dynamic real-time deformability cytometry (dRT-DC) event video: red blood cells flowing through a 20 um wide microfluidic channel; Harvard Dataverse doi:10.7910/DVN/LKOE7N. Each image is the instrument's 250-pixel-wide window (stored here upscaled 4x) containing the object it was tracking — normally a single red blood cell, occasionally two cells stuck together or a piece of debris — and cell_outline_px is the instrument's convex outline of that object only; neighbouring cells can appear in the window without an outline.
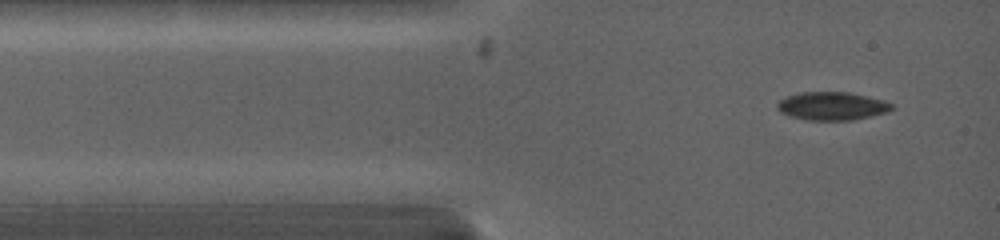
{"species": "common noctule bat (a hibernating species)", "species_latin": "Nyctalus noctula", "temperature_condition": "warm", "stored_images_in_passage": 5, "camera_frame_rate_fps": 5000, "um_per_image_px": 0.085, "animal": {"sex": "female", "body_mass_g": 19.0, "forearm_length_mm": 53.3}, "frame": {"image": 1, "passage_image": 1, "time_ms": 0.0, "image_size_px": [1000, 240], "cell_outline_px": [[896, 108], [888, 112], [852, 120], [804, 120], [788, 116], [780, 112], [776, 108], [776, 104], [780, 100], [788, 96], [800, 92], [848, 92], [884, 100], [892, 104]], "centroid_in_image_um": [70.71, 9.02], "position_along_channel_um": 14.3, "area_um2": 18.96}}
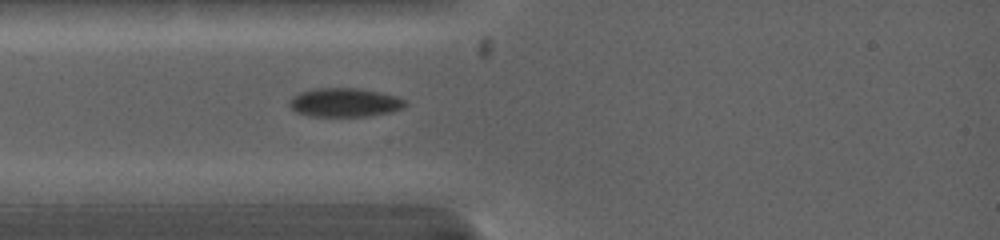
{"frame": {"image": 2, "passage_image": 4, "time_ms": 1.8, "image_size_px": [1000, 240], "cell_outline_px": [[408, 104], [404, 108], [392, 112], [368, 116], [312, 116], [296, 112], [288, 104], [288, 100], [292, 96], [300, 92], [316, 88], [360, 88], [380, 92], [396, 96], [404, 100]], "centroid_in_image_um": [29.31, 8.71], "position_along_channel_um": 55.7, "area_um2": 19.59}}